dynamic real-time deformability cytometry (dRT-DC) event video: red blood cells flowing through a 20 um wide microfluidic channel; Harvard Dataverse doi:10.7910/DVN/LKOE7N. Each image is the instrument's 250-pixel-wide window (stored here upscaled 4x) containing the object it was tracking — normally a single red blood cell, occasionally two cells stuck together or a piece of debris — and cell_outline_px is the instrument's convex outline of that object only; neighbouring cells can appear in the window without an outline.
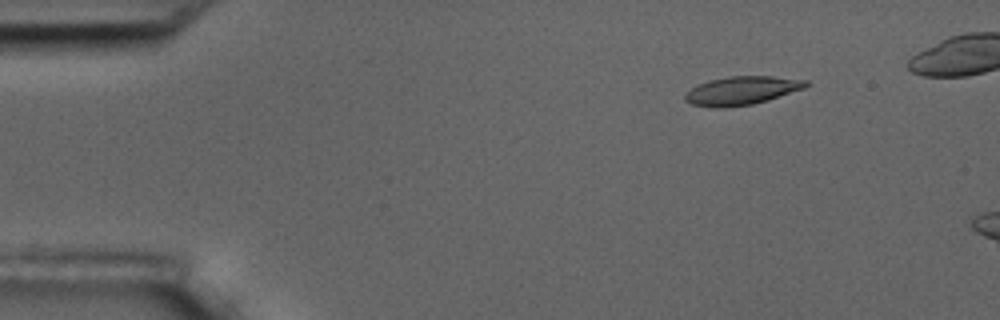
{"species": "common noctule bat (a hibernating species)", "species_latin": "Nyctalus noctula", "temperature_condition": "room temperature", "stored_images_in_passage": 5, "camera_frame_rate_fps": 3000, "um_per_image_px": 0.085, "animal": {"sex": "male", "body_mass_g": 17.5, "forearm_length_mm": 52.3}, "frame": {"image": 1, "passage_image": 3, "time_ms": 2.333, "image_size_px": [1000, 320], "cell_outline_px": [[812, 84], [804, 88], [768, 100], [752, 104], [724, 108], [716, 108], [692, 104], [684, 100], [684, 96], [692, 88], [708, 80], [728, 76], [772, 76], [808, 80]], "centroid_in_image_um": [63.08, 7.69], "position_along_channel_um": 21.9, "area_um2": 20.06}}